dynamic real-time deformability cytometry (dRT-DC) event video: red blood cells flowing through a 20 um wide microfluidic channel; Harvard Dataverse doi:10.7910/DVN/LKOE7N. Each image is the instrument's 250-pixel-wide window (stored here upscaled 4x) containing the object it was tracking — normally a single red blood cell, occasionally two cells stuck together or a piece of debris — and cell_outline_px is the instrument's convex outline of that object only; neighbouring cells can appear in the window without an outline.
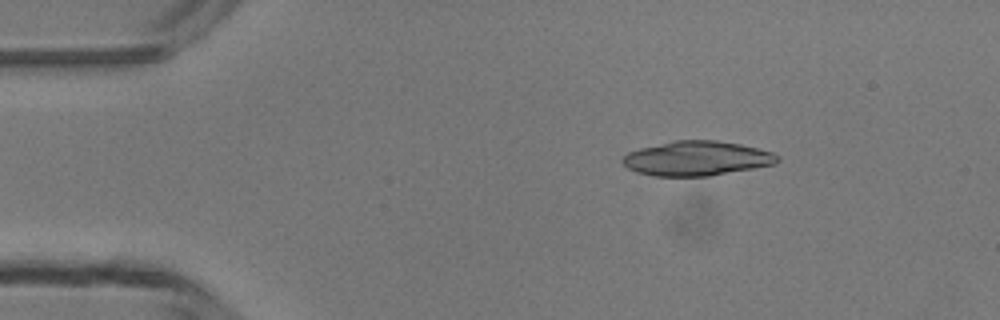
{"species": "common noctule bat (a hibernating species)", "species_latin": "Nyctalus noctula", "temperature_condition": "room temperature", "stored_images_in_passage": 4, "camera_frame_rate_fps": 3000, "um_per_image_px": 0.085, "animal": {"sex": "male", "body_mass_g": 13.3}, "frame": {"image": 1, "passage_image": 2, "time_ms": 1.0, "image_size_px": [1000, 320], "cell_outline_px": [[780, 160], [776, 164], [708, 176], [652, 176], [636, 172], [628, 168], [620, 160], [628, 152], [640, 148], [676, 140], [716, 140], [740, 144], [772, 152], [780, 156]], "centroid_in_image_um": [59.22, 13.47], "position_along_channel_um": 25.8, "area_um2": 31.15}}